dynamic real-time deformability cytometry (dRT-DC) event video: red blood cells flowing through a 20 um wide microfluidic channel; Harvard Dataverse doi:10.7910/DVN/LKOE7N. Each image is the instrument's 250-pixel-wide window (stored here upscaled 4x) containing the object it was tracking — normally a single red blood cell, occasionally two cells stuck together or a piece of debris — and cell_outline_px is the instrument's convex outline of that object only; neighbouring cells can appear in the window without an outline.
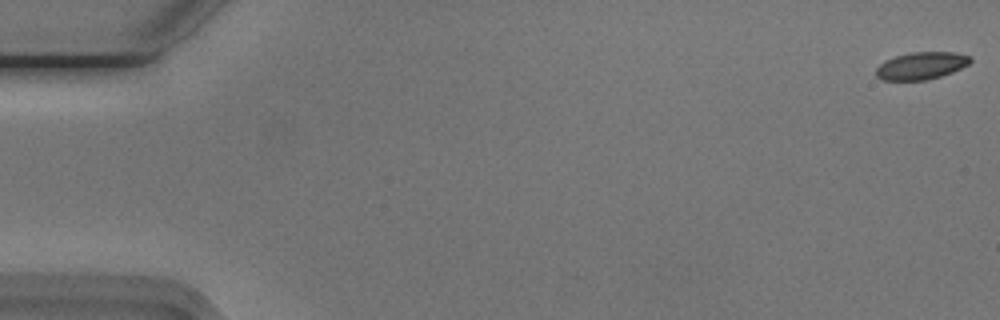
{"species": "Egyptian fruit bat (a non-hibernating species)", "species_latin": "Rousettus aegyptiacus", "temperature_condition": "cold", "stored_images_in_passage": 13, "camera_frame_rate_fps": 3000, "um_per_image_px": 0.085, "animal": {"sex": "male"}, "frame": {"image": 1, "passage_image": 1, "time_ms": 0.0, "image_size_px": [1000, 320], "cell_outline_px": [[972, 60], [968, 64], [952, 72], [928, 80], [880, 80], [876, 76], [876, 68], [884, 60], [896, 56], [912, 52], [956, 52], [972, 56]], "centroid_in_image_um": [78.3, 5.58], "position_along_channel_um": 6.7, "area_um2": 15.09}}